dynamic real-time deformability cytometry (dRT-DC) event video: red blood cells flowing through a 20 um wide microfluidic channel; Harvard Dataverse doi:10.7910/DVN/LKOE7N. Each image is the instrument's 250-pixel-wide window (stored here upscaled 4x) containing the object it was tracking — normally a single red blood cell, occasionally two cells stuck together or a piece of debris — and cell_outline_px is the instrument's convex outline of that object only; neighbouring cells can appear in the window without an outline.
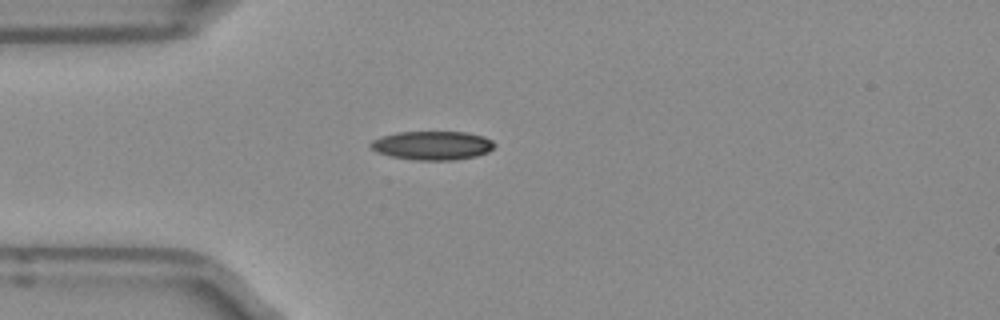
{"species": "Egyptian fruit bat (a non-hibernating species)", "species_latin": "Rousettus aegyptiacus", "temperature_condition": "room temperature", "stored_images_in_passage": 2, "camera_frame_rate_fps": 3000, "um_per_image_px": 0.085, "frame": {"image": 1, "passage_image": 1, "time_ms": 0.0, "image_size_px": [1000, 320], "cell_outline_px": [[496, 144], [488, 152], [476, 156], [456, 160], [416, 160], [388, 156], [376, 152], [368, 144], [372, 140], [380, 136], [396, 132], [468, 132], [484, 136], [492, 140]], "centroid_in_image_um": [36.73, 12.36], "position_along_channel_um": 48.3, "area_um2": 21.04}}